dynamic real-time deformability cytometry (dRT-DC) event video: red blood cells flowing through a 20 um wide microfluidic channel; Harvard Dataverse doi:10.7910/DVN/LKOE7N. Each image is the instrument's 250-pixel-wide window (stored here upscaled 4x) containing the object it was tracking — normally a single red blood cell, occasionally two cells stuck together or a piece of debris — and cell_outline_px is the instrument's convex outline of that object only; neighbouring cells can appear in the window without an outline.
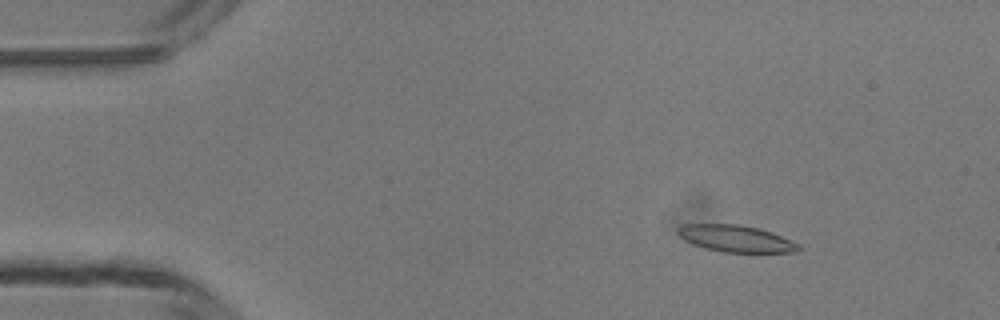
{"species": "common noctule bat (a hibernating species)", "species_latin": "Nyctalus noctula", "temperature_condition": "room temperature", "stored_images_in_passage": 49, "camera_frame_rate_fps": 3000, "um_per_image_px": 0.085, "animal": {"sex": "male", "body_mass_g": 13.3}, "frame": {"image": 1, "passage_image": 7, "time_ms": 2.0, "image_size_px": [1000, 320], "cell_outline_px": [[800, 248], [796, 252], [724, 252], [704, 248], [692, 244], [684, 240], [676, 232], [684, 224], [736, 224], [760, 228], [772, 232], [800, 244]], "centroid_in_image_um": [62.55, 20.28], "position_along_channel_um": 22.4, "area_um2": 18.79}}
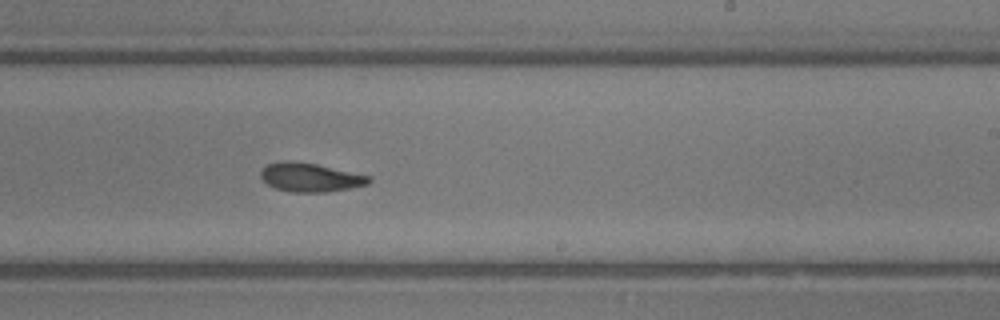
{"frame": {"image": 2, "passage_image": 30, "time_ms": 9.667, "image_size_px": [1000, 320], "cell_outline_px": [[372, 180], [368, 184], [328, 192], [292, 192], [276, 188], [268, 184], [260, 176], [260, 172], [268, 164], [284, 160], [288, 160], [316, 164], [372, 176]], "centroid_in_image_um": [26.4, 15.07], "position_along_channel_um": 262.6, "area_um2": 18.03}}
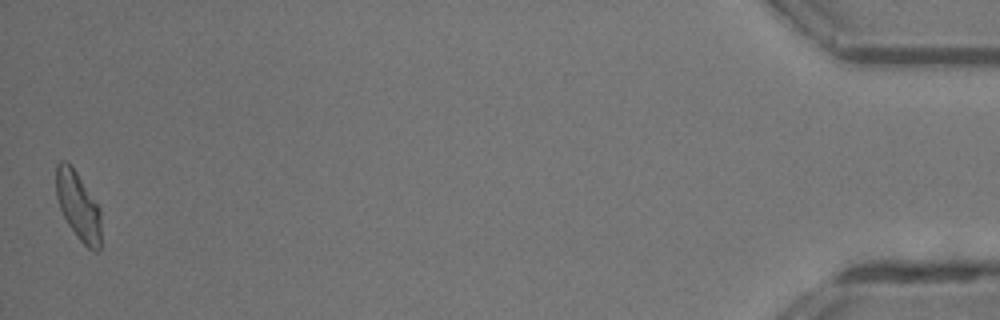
{"frame": {"image": 3, "passage_image": 49, "time_ms": 16.0, "image_size_px": [1000, 320], "cell_outline_px": [[100, 248], [96, 252], [92, 252], [76, 236], [68, 224], [60, 208], [56, 196], [56, 164], [60, 160], [64, 160], [72, 164], [100, 208]], "centroid_in_image_um": [6.64, 17.48], "position_along_channel_um": 428.6, "area_um2": 18.03}, "authors_computed_cell_mechanics": {"area_um2": 18.496, "velocity_mm_per_s": 4.1788, "shape_relaxation_time_tau1_ms": 4.9913, "shape_relaxation_time_tau2_ms": 5.3313, "deformation_change_tau1": 0.1502, "deformation_change_tau2": 0.1444}}